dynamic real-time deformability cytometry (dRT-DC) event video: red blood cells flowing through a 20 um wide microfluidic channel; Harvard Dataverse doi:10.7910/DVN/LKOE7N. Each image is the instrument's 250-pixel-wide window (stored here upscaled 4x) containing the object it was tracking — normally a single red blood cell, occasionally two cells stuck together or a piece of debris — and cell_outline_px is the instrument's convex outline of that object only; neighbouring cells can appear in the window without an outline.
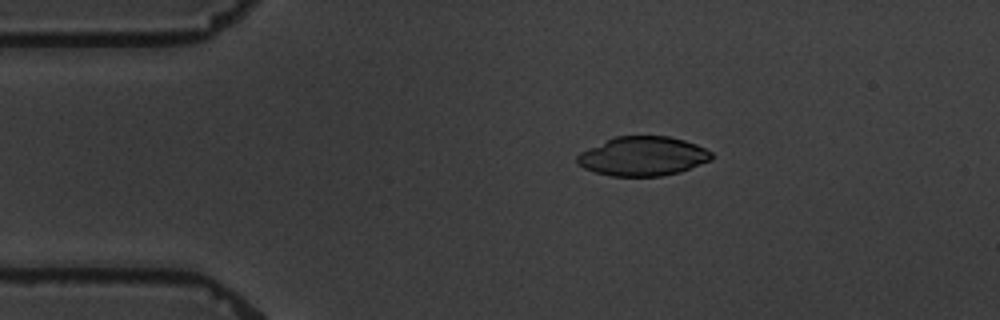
{"species": "common noctule bat (a hibernating species)", "species_latin": "Nyctalus noctula", "temperature_condition": "warm", "stored_images_in_passage": 6, "camera_frame_rate_fps": 3000, "um_per_image_px": 0.085, "animal": {"sex": "male", "body_mass_g": 19.5, "forearm_length_mm": 54.6}, "frame": {"image": 1, "passage_image": 2, "time_ms": 2.333, "image_size_px": [1000, 320], "cell_outline_px": [[712, 160], [680, 172], [660, 176], [612, 176], [596, 172], [584, 168], [576, 164], [576, 156], [580, 152], [616, 136], [668, 136], [684, 140], [696, 144], [712, 152]], "centroid_in_image_um": [54.64, 13.28], "position_along_channel_um": 30.4, "area_um2": 30.63}}